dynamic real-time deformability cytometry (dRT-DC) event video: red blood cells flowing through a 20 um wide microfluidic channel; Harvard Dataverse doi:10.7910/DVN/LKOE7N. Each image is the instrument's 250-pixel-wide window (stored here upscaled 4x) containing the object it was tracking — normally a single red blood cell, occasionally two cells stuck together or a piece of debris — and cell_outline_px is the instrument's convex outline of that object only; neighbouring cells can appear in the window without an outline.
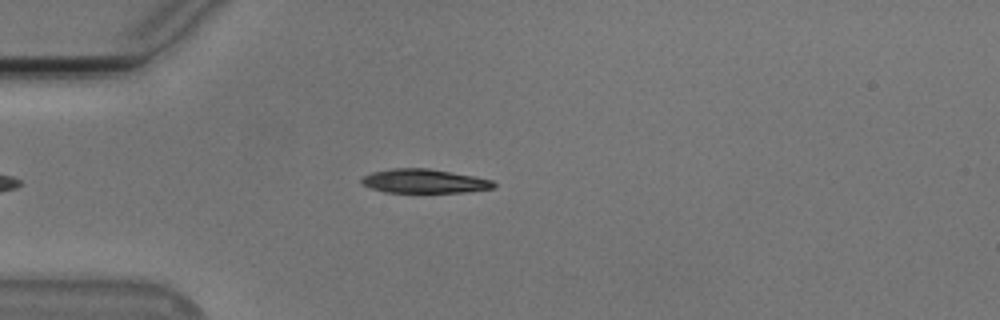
{"species": "Egyptian fruit bat (a non-hibernating species)", "species_latin": "Rousettus aegyptiacus", "temperature_condition": "cold", "stored_images_in_passage": 48, "camera_frame_rate_fps": 3000, "um_per_image_px": 0.085, "animal": {"sex": "male"}, "frame": {"image": 1, "passage_image": 9, "time_ms": 2.667, "image_size_px": [1000, 320], "cell_outline_px": [[496, 188], [468, 192], [384, 192], [360, 184], [360, 180], [364, 176], [372, 172], [392, 168], [428, 168], [476, 176], [492, 180], [496, 184]], "centroid_in_image_um": [36.09, 15.39], "position_along_channel_um": 48.9, "area_um2": 18.61}}
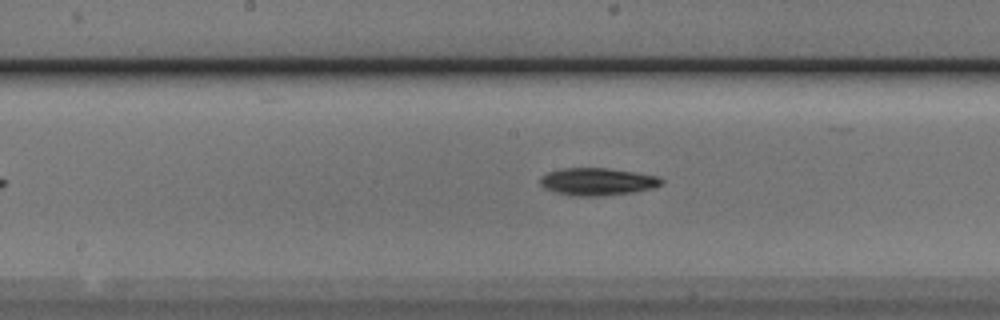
{"frame": {"image": 2, "passage_image": 22, "time_ms": 7.0, "image_size_px": [1000, 320], "cell_outline_px": [[664, 184], [652, 188], [604, 196], [572, 196], [556, 192], [544, 188], [540, 184], [540, 176], [548, 172], [560, 168], [608, 168], [636, 172], [660, 176], [664, 180]], "centroid_in_image_um": [50.78, 15.43], "position_along_channel_um": 197.4, "area_um2": 19.54}}
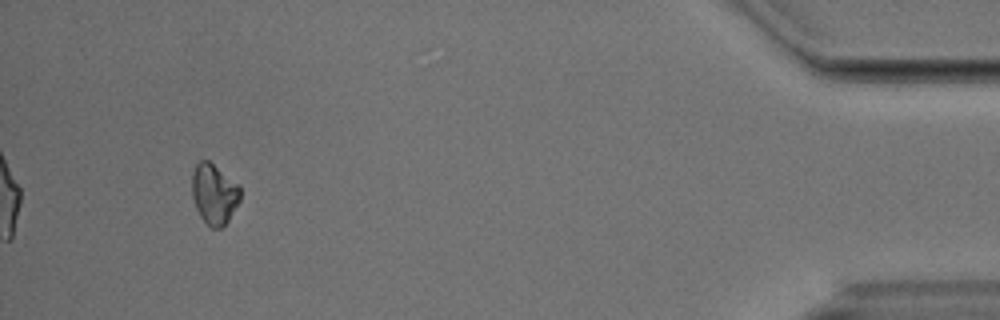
{"frame": {"image": 3, "passage_image": 45, "time_ms": 14.667, "image_size_px": [1000, 320], "cell_outline_px": [[240, 200], [228, 220], [220, 228], [212, 228], [200, 216], [196, 208], [192, 196], [192, 172], [196, 164], [200, 160], [208, 160], [240, 184]], "centroid_in_image_um": [18.2, 16.45], "position_along_channel_um": 417.0, "area_um2": 16.99}, "authors_computed_cell_mechanics": {"area_um2": 18.496, "velocity_mm_per_s": 3.7727, "shape_relaxation_time_tau1_ms": 2.4727, "shape_relaxation_time_tau2_ms": null, "deformation_change_tau1": 0.0951, "deformation_change_tau2": null}}